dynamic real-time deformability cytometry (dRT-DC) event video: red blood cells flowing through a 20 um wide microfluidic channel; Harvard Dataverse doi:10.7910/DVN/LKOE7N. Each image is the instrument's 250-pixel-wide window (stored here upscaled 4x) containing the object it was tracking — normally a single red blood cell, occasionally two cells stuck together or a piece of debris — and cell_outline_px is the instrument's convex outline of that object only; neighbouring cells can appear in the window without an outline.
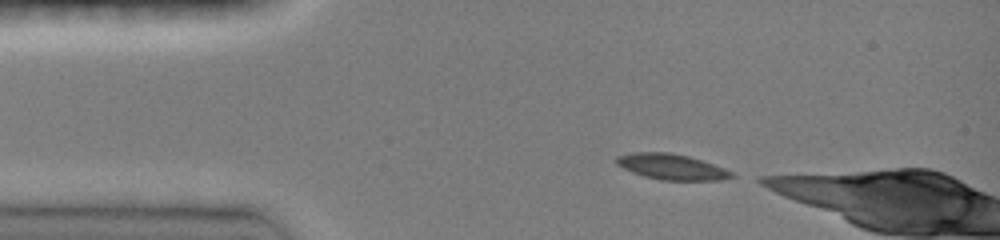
{"species": "common noctule bat (a hibernating species)", "species_latin": "Nyctalus noctula", "temperature_condition": "room temperature", "stored_images_in_passage": 4, "camera_frame_rate_fps": 3000, "um_per_image_px": 0.085, "animal": {"sex": "female", "body_mass_g": 19.0, "forearm_length_mm": 51.5}, "frame": {"image": 1, "passage_image": 1, "time_ms": 0.0, "image_size_px": [1000, 240], "cell_outline_px": [[736, 176], [720, 180], [660, 180], [644, 176], [632, 172], [616, 164], [616, 156], [632, 152], [668, 152], [688, 156], [724, 168], [732, 172]], "centroid_in_image_um": [57.06, 14.18], "position_along_channel_um": 27.9, "area_um2": 17.11}}